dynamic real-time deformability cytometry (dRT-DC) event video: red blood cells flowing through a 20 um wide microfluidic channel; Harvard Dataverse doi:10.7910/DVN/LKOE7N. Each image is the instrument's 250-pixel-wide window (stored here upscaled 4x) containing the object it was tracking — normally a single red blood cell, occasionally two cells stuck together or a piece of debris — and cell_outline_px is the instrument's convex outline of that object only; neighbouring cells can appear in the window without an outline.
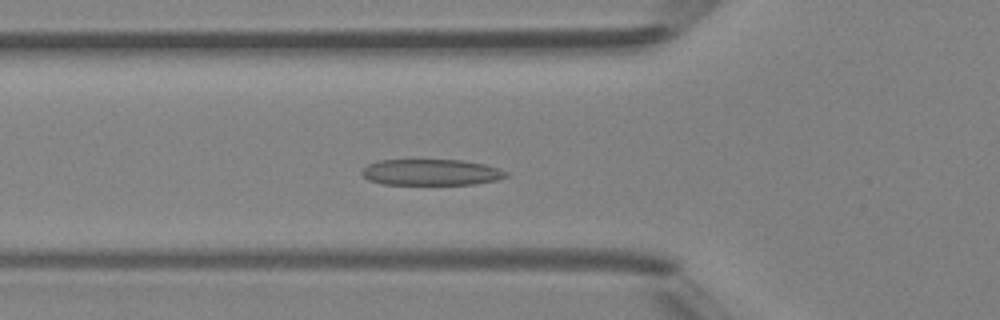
{"species": "Egyptian fruit bat (a non-hibernating species)", "species_latin": "Rousettus aegyptiacus", "temperature_condition": "room temperature", "stored_images_in_passage": 47, "camera_frame_rate_fps": 3000, "um_per_image_px": 0.085, "animal": {"sex": "female"}, "frame": {"image": 1, "passage_image": 16, "time_ms": 5.0, "image_size_px": [1000, 320], "cell_outline_px": [[508, 176], [496, 180], [472, 184], [380, 184], [368, 180], [360, 172], [368, 164], [380, 160], [460, 160], [484, 164], [500, 168], [508, 172]], "centroid_in_image_um": [36.64, 14.64], "position_along_channel_um": 89.2, "area_um2": 21.91}}
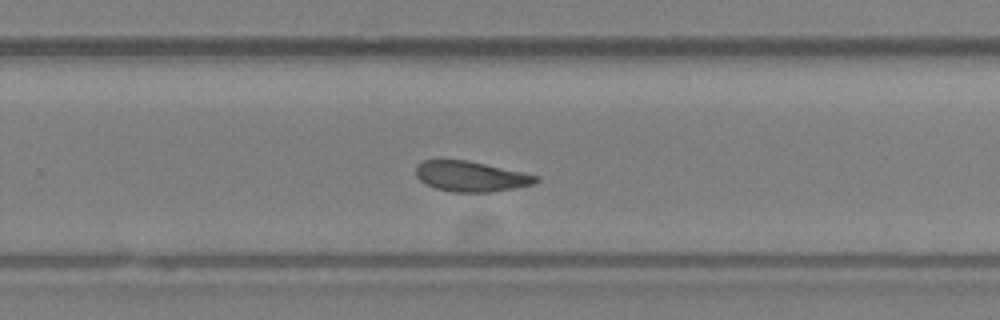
{"frame": {"image": 2, "passage_image": 30, "time_ms": 9.667, "image_size_px": [1000, 320], "cell_outline_px": [[540, 180], [532, 184], [512, 188], [488, 192], [452, 192], [436, 188], [424, 184], [416, 176], [416, 168], [424, 160], [468, 160], [540, 176]], "centroid_in_image_um": [40.02, 14.99], "position_along_channel_um": 289.8, "area_um2": 21.04}}
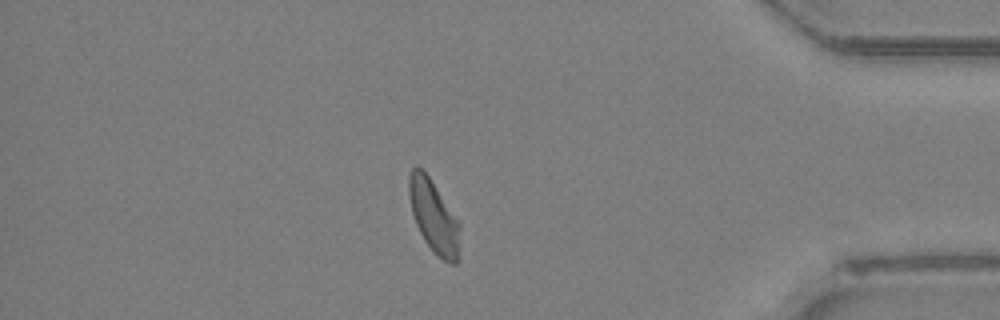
{"frame": {"image": 3, "passage_image": 40, "time_ms": 13.0, "image_size_px": [1000, 320], "cell_outline_px": [[460, 260], [456, 264], [448, 264], [424, 240], [416, 224], [412, 212], [408, 192], [408, 176], [412, 168], [416, 164], [428, 176], [460, 220]], "centroid_in_image_um": [36.91, 18.41], "position_along_channel_um": 398.3, "area_um2": 21.79}, "authors_computed_cell_mechanics": {"area_um2": 21.7328, "velocity_mm_per_s": 4.3189, "shape_relaxation_time_tau1_ms": 9.4329, "shape_relaxation_time_tau2_ms": 2.5919, "deformation_change_tau1": 0.2208, "deformation_change_tau2": 0.0895}}